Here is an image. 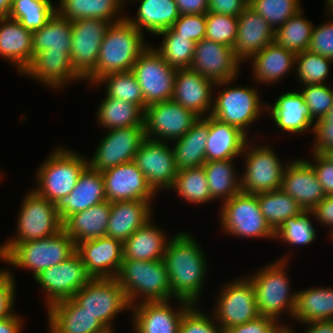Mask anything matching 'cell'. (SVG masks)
I'll return each instance as SVG.
<instances>
[{
	"label": "cell",
	"mask_w": 333,
	"mask_h": 333,
	"mask_svg": "<svg viewBox=\"0 0 333 333\" xmlns=\"http://www.w3.org/2000/svg\"><path fill=\"white\" fill-rule=\"evenodd\" d=\"M151 202L143 200L111 202L106 236L123 243L153 218Z\"/></svg>",
	"instance_id": "30"
},
{
	"label": "cell",
	"mask_w": 333,
	"mask_h": 333,
	"mask_svg": "<svg viewBox=\"0 0 333 333\" xmlns=\"http://www.w3.org/2000/svg\"><path fill=\"white\" fill-rule=\"evenodd\" d=\"M307 329L304 333H333V320H322L304 323Z\"/></svg>",
	"instance_id": "65"
},
{
	"label": "cell",
	"mask_w": 333,
	"mask_h": 333,
	"mask_svg": "<svg viewBox=\"0 0 333 333\" xmlns=\"http://www.w3.org/2000/svg\"><path fill=\"white\" fill-rule=\"evenodd\" d=\"M75 252L73 239L62 229L54 236L15 245L1 260L16 268L28 269L35 278L45 269L67 260Z\"/></svg>",
	"instance_id": "7"
},
{
	"label": "cell",
	"mask_w": 333,
	"mask_h": 333,
	"mask_svg": "<svg viewBox=\"0 0 333 333\" xmlns=\"http://www.w3.org/2000/svg\"><path fill=\"white\" fill-rule=\"evenodd\" d=\"M97 111V123L106 130L144 127V111L133 103L105 96Z\"/></svg>",
	"instance_id": "41"
},
{
	"label": "cell",
	"mask_w": 333,
	"mask_h": 333,
	"mask_svg": "<svg viewBox=\"0 0 333 333\" xmlns=\"http://www.w3.org/2000/svg\"><path fill=\"white\" fill-rule=\"evenodd\" d=\"M237 30L238 17L211 12L206 13L205 39L233 48Z\"/></svg>",
	"instance_id": "52"
},
{
	"label": "cell",
	"mask_w": 333,
	"mask_h": 333,
	"mask_svg": "<svg viewBox=\"0 0 333 333\" xmlns=\"http://www.w3.org/2000/svg\"><path fill=\"white\" fill-rule=\"evenodd\" d=\"M313 135L315 137L313 152L323 153L333 146V106L324 119L314 123Z\"/></svg>",
	"instance_id": "59"
},
{
	"label": "cell",
	"mask_w": 333,
	"mask_h": 333,
	"mask_svg": "<svg viewBox=\"0 0 333 333\" xmlns=\"http://www.w3.org/2000/svg\"><path fill=\"white\" fill-rule=\"evenodd\" d=\"M257 200L267 223L276 231L290 217L301 215L304 209L282 189L260 192Z\"/></svg>",
	"instance_id": "43"
},
{
	"label": "cell",
	"mask_w": 333,
	"mask_h": 333,
	"mask_svg": "<svg viewBox=\"0 0 333 333\" xmlns=\"http://www.w3.org/2000/svg\"><path fill=\"white\" fill-rule=\"evenodd\" d=\"M71 21L57 12L39 30L33 32V58L37 53H71Z\"/></svg>",
	"instance_id": "40"
},
{
	"label": "cell",
	"mask_w": 333,
	"mask_h": 333,
	"mask_svg": "<svg viewBox=\"0 0 333 333\" xmlns=\"http://www.w3.org/2000/svg\"><path fill=\"white\" fill-rule=\"evenodd\" d=\"M313 216L323 225L331 228L330 239L333 237V195L325 196L312 210Z\"/></svg>",
	"instance_id": "62"
},
{
	"label": "cell",
	"mask_w": 333,
	"mask_h": 333,
	"mask_svg": "<svg viewBox=\"0 0 333 333\" xmlns=\"http://www.w3.org/2000/svg\"><path fill=\"white\" fill-rule=\"evenodd\" d=\"M116 279L123 288L130 306L139 304V298L142 300L140 302L166 301L173 298L163 259H123Z\"/></svg>",
	"instance_id": "3"
},
{
	"label": "cell",
	"mask_w": 333,
	"mask_h": 333,
	"mask_svg": "<svg viewBox=\"0 0 333 333\" xmlns=\"http://www.w3.org/2000/svg\"><path fill=\"white\" fill-rule=\"evenodd\" d=\"M111 202L104 201L69 216L63 222V230L78 243L106 236Z\"/></svg>",
	"instance_id": "34"
},
{
	"label": "cell",
	"mask_w": 333,
	"mask_h": 333,
	"mask_svg": "<svg viewBox=\"0 0 333 333\" xmlns=\"http://www.w3.org/2000/svg\"><path fill=\"white\" fill-rule=\"evenodd\" d=\"M13 0H0V18L8 17Z\"/></svg>",
	"instance_id": "66"
},
{
	"label": "cell",
	"mask_w": 333,
	"mask_h": 333,
	"mask_svg": "<svg viewBox=\"0 0 333 333\" xmlns=\"http://www.w3.org/2000/svg\"><path fill=\"white\" fill-rule=\"evenodd\" d=\"M144 37L127 18L111 23L102 40L96 67L85 82L93 85L105 75L132 71L137 58L150 46Z\"/></svg>",
	"instance_id": "2"
},
{
	"label": "cell",
	"mask_w": 333,
	"mask_h": 333,
	"mask_svg": "<svg viewBox=\"0 0 333 333\" xmlns=\"http://www.w3.org/2000/svg\"><path fill=\"white\" fill-rule=\"evenodd\" d=\"M91 279L80 255L75 252L67 260L45 269L34 281L45 292L48 308L59 301L72 298Z\"/></svg>",
	"instance_id": "14"
},
{
	"label": "cell",
	"mask_w": 333,
	"mask_h": 333,
	"mask_svg": "<svg viewBox=\"0 0 333 333\" xmlns=\"http://www.w3.org/2000/svg\"><path fill=\"white\" fill-rule=\"evenodd\" d=\"M327 159L333 162V146L330 148H327L323 153H322Z\"/></svg>",
	"instance_id": "67"
},
{
	"label": "cell",
	"mask_w": 333,
	"mask_h": 333,
	"mask_svg": "<svg viewBox=\"0 0 333 333\" xmlns=\"http://www.w3.org/2000/svg\"><path fill=\"white\" fill-rule=\"evenodd\" d=\"M55 12L52 0H13L8 17L34 32L42 28Z\"/></svg>",
	"instance_id": "47"
},
{
	"label": "cell",
	"mask_w": 333,
	"mask_h": 333,
	"mask_svg": "<svg viewBox=\"0 0 333 333\" xmlns=\"http://www.w3.org/2000/svg\"><path fill=\"white\" fill-rule=\"evenodd\" d=\"M311 211L287 218L275 231V239L285 241L289 246L311 244L316 239V230L309 218ZM279 238V239H278Z\"/></svg>",
	"instance_id": "50"
},
{
	"label": "cell",
	"mask_w": 333,
	"mask_h": 333,
	"mask_svg": "<svg viewBox=\"0 0 333 333\" xmlns=\"http://www.w3.org/2000/svg\"><path fill=\"white\" fill-rule=\"evenodd\" d=\"M72 298L96 316L109 331L114 330L112 320L120 312L131 308L116 278H92Z\"/></svg>",
	"instance_id": "11"
},
{
	"label": "cell",
	"mask_w": 333,
	"mask_h": 333,
	"mask_svg": "<svg viewBox=\"0 0 333 333\" xmlns=\"http://www.w3.org/2000/svg\"><path fill=\"white\" fill-rule=\"evenodd\" d=\"M87 160L86 157L68 148H56L38 167L35 175L37 188L32 190L56 204L76 186L79 176L88 166Z\"/></svg>",
	"instance_id": "5"
},
{
	"label": "cell",
	"mask_w": 333,
	"mask_h": 333,
	"mask_svg": "<svg viewBox=\"0 0 333 333\" xmlns=\"http://www.w3.org/2000/svg\"><path fill=\"white\" fill-rule=\"evenodd\" d=\"M58 4L56 12L70 21L92 18L115 23L126 18L123 0H59Z\"/></svg>",
	"instance_id": "37"
},
{
	"label": "cell",
	"mask_w": 333,
	"mask_h": 333,
	"mask_svg": "<svg viewBox=\"0 0 333 333\" xmlns=\"http://www.w3.org/2000/svg\"><path fill=\"white\" fill-rule=\"evenodd\" d=\"M135 1V0H132ZM140 1L136 18L127 17V20L141 32L144 30L153 35L170 29L179 18V9L175 0H136Z\"/></svg>",
	"instance_id": "38"
},
{
	"label": "cell",
	"mask_w": 333,
	"mask_h": 333,
	"mask_svg": "<svg viewBox=\"0 0 333 333\" xmlns=\"http://www.w3.org/2000/svg\"><path fill=\"white\" fill-rule=\"evenodd\" d=\"M0 56L13 63L22 76L33 61V32L17 20L0 18Z\"/></svg>",
	"instance_id": "29"
},
{
	"label": "cell",
	"mask_w": 333,
	"mask_h": 333,
	"mask_svg": "<svg viewBox=\"0 0 333 333\" xmlns=\"http://www.w3.org/2000/svg\"><path fill=\"white\" fill-rule=\"evenodd\" d=\"M271 317L259 316L255 320L228 328L224 333H279L287 325H281Z\"/></svg>",
	"instance_id": "58"
},
{
	"label": "cell",
	"mask_w": 333,
	"mask_h": 333,
	"mask_svg": "<svg viewBox=\"0 0 333 333\" xmlns=\"http://www.w3.org/2000/svg\"><path fill=\"white\" fill-rule=\"evenodd\" d=\"M198 305H192L183 315L179 333H224L214 316L206 315L198 310ZM216 324V325H215Z\"/></svg>",
	"instance_id": "54"
},
{
	"label": "cell",
	"mask_w": 333,
	"mask_h": 333,
	"mask_svg": "<svg viewBox=\"0 0 333 333\" xmlns=\"http://www.w3.org/2000/svg\"><path fill=\"white\" fill-rule=\"evenodd\" d=\"M20 206L17 234L0 245V260L17 244L44 239L56 235L63 229L56 204L28 191Z\"/></svg>",
	"instance_id": "6"
},
{
	"label": "cell",
	"mask_w": 333,
	"mask_h": 333,
	"mask_svg": "<svg viewBox=\"0 0 333 333\" xmlns=\"http://www.w3.org/2000/svg\"><path fill=\"white\" fill-rule=\"evenodd\" d=\"M281 189L304 211H311L326 196L312 166L301 158L286 164Z\"/></svg>",
	"instance_id": "24"
},
{
	"label": "cell",
	"mask_w": 333,
	"mask_h": 333,
	"mask_svg": "<svg viewBox=\"0 0 333 333\" xmlns=\"http://www.w3.org/2000/svg\"><path fill=\"white\" fill-rule=\"evenodd\" d=\"M170 301L140 302L131 306L134 333H179L181 319L192 304L178 299L179 308L174 309Z\"/></svg>",
	"instance_id": "21"
},
{
	"label": "cell",
	"mask_w": 333,
	"mask_h": 333,
	"mask_svg": "<svg viewBox=\"0 0 333 333\" xmlns=\"http://www.w3.org/2000/svg\"><path fill=\"white\" fill-rule=\"evenodd\" d=\"M300 2V0H250L248 6L266 19L273 30H276L302 9Z\"/></svg>",
	"instance_id": "51"
},
{
	"label": "cell",
	"mask_w": 333,
	"mask_h": 333,
	"mask_svg": "<svg viewBox=\"0 0 333 333\" xmlns=\"http://www.w3.org/2000/svg\"><path fill=\"white\" fill-rule=\"evenodd\" d=\"M152 46L137 58L132 68L144 96L145 108L154 103L172 100L177 71Z\"/></svg>",
	"instance_id": "13"
},
{
	"label": "cell",
	"mask_w": 333,
	"mask_h": 333,
	"mask_svg": "<svg viewBox=\"0 0 333 333\" xmlns=\"http://www.w3.org/2000/svg\"><path fill=\"white\" fill-rule=\"evenodd\" d=\"M326 1V7H327V15L328 14H333V0H325Z\"/></svg>",
	"instance_id": "68"
},
{
	"label": "cell",
	"mask_w": 333,
	"mask_h": 333,
	"mask_svg": "<svg viewBox=\"0 0 333 333\" xmlns=\"http://www.w3.org/2000/svg\"><path fill=\"white\" fill-rule=\"evenodd\" d=\"M295 59L296 54L274 41L249 60L252 62L253 79L260 84L277 83L291 69L295 70Z\"/></svg>",
	"instance_id": "33"
},
{
	"label": "cell",
	"mask_w": 333,
	"mask_h": 333,
	"mask_svg": "<svg viewBox=\"0 0 333 333\" xmlns=\"http://www.w3.org/2000/svg\"><path fill=\"white\" fill-rule=\"evenodd\" d=\"M314 160L312 163L307 162L312 166L319 183L322 186L324 194L333 195V162L327 159L320 152L311 153Z\"/></svg>",
	"instance_id": "60"
},
{
	"label": "cell",
	"mask_w": 333,
	"mask_h": 333,
	"mask_svg": "<svg viewBox=\"0 0 333 333\" xmlns=\"http://www.w3.org/2000/svg\"><path fill=\"white\" fill-rule=\"evenodd\" d=\"M333 60L305 50L296 54L295 70L296 77L302 86L312 84H327L330 65Z\"/></svg>",
	"instance_id": "49"
},
{
	"label": "cell",
	"mask_w": 333,
	"mask_h": 333,
	"mask_svg": "<svg viewBox=\"0 0 333 333\" xmlns=\"http://www.w3.org/2000/svg\"><path fill=\"white\" fill-rule=\"evenodd\" d=\"M107 333H115V332H114V330H112V331H108Z\"/></svg>",
	"instance_id": "70"
},
{
	"label": "cell",
	"mask_w": 333,
	"mask_h": 333,
	"mask_svg": "<svg viewBox=\"0 0 333 333\" xmlns=\"http://www.w3.org/2000/svg\"><path fill=\"white\" fill-rule=\"evenodd\" d=\"M196 241L190 233L178 232L169 240L163 256L172 297L192 305H198L208 269L204 252Z\"/></svg>",
	"instance_id": "1"
},
{
	"label": "cell",
	"mask_w": 333,
	"mask_h": 333,
	"mask_svg": "<svg viewBox=\"0 0 333 333\" xmlns=\"http://www.w3.org/2000/svg\"><path fill=\"white\" fill-rule=\"evenodd\" d=\"M162 36L163 40L159 47L154 49L161 55L164 61L172 68L188 69L191 66L195 42L177 34L170 28L163 30L155 36Z\"/></svg>",
	"instance_id": "46"
},
{
	"label": "cell",
	"mask_w": 333,
	"mask_h": 333,
	"mask_svg": "<svg viewBox=\"0 0 333 333\" xmlns=\"http://www.w3.org/2000/svg\"><path fill=\"white\" fill-rule=\"evenodd\" d=\"M88 166L103 172L117 165L134 160L142 142L146 139L144 127H127L107 130Z\"/></svg>",
	"instance_id": "16"
},
{
	"label": "cell",
	"mask_w": 333,
	"mask_h": 333,
	"mask_svg": "<svg viewBox=\"0 0 333 333\" xmlns=\"http://www.w3.org/2000/svg\"><path fill=\"white\" fill-rule=\"evenodd\" d=\"M170 147L167 142L146 138L134 156V163L156 193L161 189L169 190L177 175L174 154Z\"/></svg>",
	"instance_id": "18"
},
{
	"label": "cell",
	"mask_w": 333,
	"mask_h": 333,
	"mask_svg": "<svg viewBox=\"0 0 333 333\" xmlns=\"http://www.w3.org/2000/svg\"><path fill=\"white\" fill-rule=\"evenodd\" d=\"M234 81L235 79H231L215 84L216 87L225 86V88L217 94V97H213L211 116L237 127L249 136L247 134L249 126L251 127L252 123L257 121L267 106L264 102L262 103L259 92L255 88L249 86L230 87L229 84Z\"/></svg>",
	"instance_id": "8"
},
{
	"label": "cell",
	"mask_w": 333,
	"mask_h": 333,
	"mask_svg": "<svg viewBox=\"0 0 333 333\" xmlns=\"http://www.w3.org/2000/svg\"><path fill=\"white\" fill-rule=\"evenodd\" d=\"M234 160L209 161L203 165L214 201L221 199L223 203L241 192V178L236 175Z\"/></svg>",
	"instance_id": "42"
},
{
	"label": "cell",
	"mask_w": 333,
	"mask_h": 333,
	"mask_svg": "<svg viewBox=\"0 0 333 333\" xmlns=\"http://www.w3.org/2000/svg\"><path fill=\"white\" fill-rule=\"evenodd\" d=\"M22 321L17 313L9 318L0 319V333H21L24 325Z\"/></svg>",
	"instance_id": "64"
},
{
	"label": "cell",
	"mask_w": 333,
	"mask_h": 333,
	"mask_svg": "<svg viewBox=\"0 0 333 333\" xmlns=\"http://www.w3.org/2000/svg\"><path fill=\"white\" fill-rule=\"evenodd\" d=\"M240 65L232 47L204 38L195 44L190 69L217 83L236 79Z\"/></svg>",
	"instance_id": "19"
},
{
	"label": "cell",
	"mask_w": 333,
	"mask_h": 333,
	"mask_svg": "<svg viewBox=\"0 0 333 333\" xmlns=\"http://www.w3.org/2000/svg\"><path fill=\"white\" fill-rule=\"evenodd\" d=\"M247 140V135L237 127L209 115L206 162L235 159L234 157L241 156Z\"/></svg>",
	"instance_id": "32"
},
{
	"label": "cell",
	"mask_w": 333,
	"mask_h": 333,
	"mask_svg": "<svg viewBox=\"0 0 333 333\" xmlns=\"http://www.w3.org/2000/svg\"><path fill=\"white\" fill-rule=\"evenodd\" d=\"M104 180L101 172L87 166L78 178L70 194L56 203V210L63 223L74 213L86 210L106 201Z\"/></svg>",
	"instance_id": "26"
},
{
	"label": "cell",
	"mask_w": 333,
	"mask_h": 333,
	"mask_svg": "<svg viewBox=\"0 0 333 333\" xmlns=\"http://www.w3.org/2000/svg\"><path fill=\"white\" fill-rule=\"evenodd\" d=\"M168 236L152 219L123 242V259L155 261L163 259Z\"/></svg>",
	"instance_id": "35"
},
{
	"label": "cell",
	"mask_w": 333,
	"mask_h": 333,
	"mask_svg": "<svg viewBox=\"0 0 333 333\" xmlns=\"http://www.w3.org/2000/svg\"><path fill=\"white\" fill-rule=\"evenodd\" d=\"M279 333H295L294 330H292L290 328V326L288 327V325L286 327H284Z\"/></svg>",
	"instance_id": "69"
},
{
	"label": "cell",
	"mask_w": 333,
	"mask_h": 333,
	"mask_svg": "<svg viewBox=\"0 0 333 333\" xmlns=\"http://www.w3.org/2000/svg\"><path fill=\"white\" fill-rule=\"evenodd\" d=\"M302 10L304 9H300L275 30V42L294 54L308 50L314 27Z\"/></svg>",
	"instance_id": "44"
},
{
	"label": "cell",
	"mask_w": 333,
	"mask_h": 333,
	"mask_svg": "<svg viewBox=\"0 0 333 333\" xmlns=\"http://www.w3.org/2000/svg\"><path fill=\"white\" fill-rule=\"evenodd\" d=\"M294 320L301 324L333 320V288L298 290Z\"/></svg>",
	"instance_id": "39"
},
{
	"label": "cell",
	"mask_w": 333,
	"mask_h": 333,
	"mask_svg": "<svg viewBox=\"0 0 333 333\" xmlns=\"http://www.w3.org/2000/svg\"><path fill=\"white\" fill-rule=\"evenodd\" d=\"M199 118L172 100L154 103L144 110L145 136L154 141L170 142L182 137Z\"/></svg>",
	"instance_id": "15"
},
{
	"label": "cell",
	"mask_w": 333,
	"mask_h": 333,
	"mask_svg": "<svg viewBox=\"0 0 333 333\" xmlns=\"http://www.w3.org/2000/svg\"><path fill=\"white\" fill-rule=\"evenodd\" d=\"M300 93L308 105L313 122L320 121L327 116L333 106V88L331 89L326 84L304 85Z\"/></svg>",
	"instance_id": "53"
},
{
	"label": "cell",
	"mask_w": 333,
	"mask_h": 333,
	"mask_svg": "<svg viewBox=\"0 0 333 333\" xmlns=\"http://www.w3.org/2000/svg\"><path fill=\"white\" fill-rule=\"evenodd\" d=\"M171 29L177 36L187 37L195 43L199 42L206 34V13L179 15Z\"/></svg>",
	"instance_id": "55"
},
{
	"label": "cell",
	"mask_w": 333,
	"mask_h": 333,
	"mask_svg": "<svg viewBox=\"0 0 333 333\" xmlns=\"http://www.w3.org/2000/svg\"><path fill=\"white\" fill-rule=\"evenodd\" d=\"M180 15L205 14L208 12L209 0H175Z\"/></svg>",
	"instance_id": "63"
},
{
	"label": "cell",
	"mask_w": 333,
	"mask_h": 333,
	"mask_svg": "<svg viewBox=\"0 0 333 333\" xmlns=\"http://www.w3.org/2000/svg\"><path fill=\"white\" fill-rule=\"evenodd\" d=\"M49 333H107L96 316L84 310L73 298L59 301L46 309Z\"/></svg>",
	"instance_id": "27"
},
{
	"label": "cell",
	"mask_w": 333,
	"mask_h": 333,
	"mask_svg": "<svg viewBox=\"0 0 333 333\" xmlns=\"http://www.w3.org/2000/svg\"><path fill=\"white\" fill-rule=\"evenodd\" d=\"M242 154L245 157V169L241 176L242 192L258 194L281 189L286 166L271 147L264 144L252 146L248 140Z\"/></svg>",
	"instance_id": "10"
},
{
	"label": "cell",
	"mask_w": 333,
	"mask_h": 333,
	"mask_svg": "<svg viewBox=\"0 0 333 333\" xmlns=\"http://www.w3.org/2000/svg\"><path fill=\"white\" fill-rule=\"evenodd\" d=\"M215 84L214 81L190 68L178 69L172 101L191 110L200 118L207 117L211 115L213 109L212 91Z\"/></svg>",
	"instance_id": "23"
},
{
	"label": "cell",
	"mask_w": 333,
	"mask_h": 333,
	"mask_svg": "<svg viewBox=\"0 0 333 333\" xmlns=\"http://www.w3.org/2000/svg\"><path fill=\"white\" fill-rule=\"evenodd\" d=\"M328 16L330 21L313 27L308 50L333 60V14Z\"/></svg>",
	"instance_id": "56"
},
{
	"label": "cell",
	"mask_w": 333,
	"mask_h": 333,
	"mask_svg": "<svg viewBox=\"0 0 333 333\" xmlns=\"http://www.w3.org/2000/svg\"><path fill=\"white\" fill-rule=\"evenodd\" d=\"M15 278L10 269H0V319L14 315L15 303Z\"/></svg>",
	"instance_id": "57"
},
{
	"label": "cell",
	"mask_w": 333,
	"mask_h": 333,
	"mask_svg": "<svg viewBox=\"0 0 333 333\" xmlns=\"http://www.w3.org/2000/svg\"><path fill=\"white\" fill-rule=\"evenodd\" d=\"M107 201H152L155 191L134 161L101 172Z\"/></svg>",
	"instance_id": "20"
},
{
	"label": "cell",
	"mask_w": 333,
	"mask_h": 333,
	"mask_svg": "<svg viewBox=\"0 0 333 333\" xmlns=\"http://www.w3.org/2000/svg\"><path fill=\"white\" fill-rule=\"evenodd\" d=\"M224 232L234 237L275 239V231L261 213L257 194L240 192L223 202L219 212Z\"/></svg>",
	"instance_id": "9"
},
{
	"label": "cell",
	"mask_w": 333,
	"mask_h": 333,
	"mask_svg": "<svg viewBox=\"0 0 333 333\" xmlns=\"http://www.w3.org/2000/svg\"><path fill=\"white\" fill-rule=\"evenodd\" d=\"M266 106V112L270 114L280 131L283 130L286 134L288 132L301 134L310 129L309 131L312 130L313 133L314 122L300 92L282 93L272 106L269 103ZM311 126L313 127L311 128Z\"/></svg>",
	"instance_id": "31"
},
{
	"label": "cell",
	"mask_w": 333,
	"mask_h": 333,
	"mask_svg": "<svg viewBox=\"0 0 333 333\" xmlns=\"http://www.w3.org/2000/svg\"><path fill=\"white\" fill-rule=\"evenodd\" d=\"M86 271L92 278H116L123 261V243L107 236L76 245Z\"/></svg>",
	"instance_id": "22"
},
{
	"label": "cell",
	"mask_w": 333,
	"mask_h": 333,
	"mask_svg": "<svg viewBox=\"0 0 333 333\" xmlns=\"http://www.w3.org/2000/svg\"><path fill=\"white\" fill-rule=\"evenodd\" d=\"M22 75L30 76L52 90H61L70 81L84 80L73 69L70 53H37Z\"/></svg>",
	"instance_id": "28"
},
{
	"label": "cell",
	"mask_w": 333,
	"mask_h": 333,
	"mask_svg": "<svg viewBox=\"0 0 333 333\" xmlns=\"http://www.w3.org/2000/svg\"><path fill=\"white\" fill-rule=\"evenodd\" d=\"M110 24L108 21L92 18L71 21L70 59L73 69L83 79L96 67L100 46Z\"/></svg>",
	"instance_id": "17"
},
{
	"label": "cell",
	"mask_w": 333,
	"mask_h": 333,
	"mask_svg": "<svg viewBox=\"0 0 333 333\" xmlns=\"http://www.w3.org/2000/svg\"><path fill=\"white\" fill-rule=\"evenodd\" d=\"M244 277L224 285L211 311L223 331L260 316L254 286L247 276Z\"/></svg>",
	"instance_id": "12"
},
{
	"label": "cell",
	"mask_w": 333,
	"mask_h": 333,
	"mask_svg": "<svg viewBox=\"0 0 333 333\" xmlns=\"http://www.w3.org/2000/svg\"><path fill=\"white\" fill-rule=\"evenodd\" d=\"M275 41V30L261 15L247 6L238 16V30L233 51L242 63Z\"/></svg>",
	"instance_id": "25"
},
{
	"label": "cell",
	"mask_w": 333,
	"mask_h": 333,
	"mask_svg": "<svg viewBox=\"0 0 333 333\" xmlns=\"http://www.w3.org/2000/svg\"><path fill=\"white\" fill-rule=\"evenodd\" d=\"M247 6V0H209L208 12L238 17Z\"/></svg>",
	"instance_id": "61"
},
{
	"label": "cell",
	"mask_w": 333,
	"mask_h": 333,
	"mask_svg": "<svg viewBox=\"0 0 333 333\" xmlns=\"http://www.w3.org/2000/svg\"><path fill=\"white\" fill-rule=\"evenodd\" d=\"M106 84V97L120 99L138 105L145 110L144 96L140 85L132 71L105 75L98 79L94 85Z\"/></svg>",
	"instance_id": "48"
},
{
	"label": "cell",
	"mask_w": 333,
	"mask_h": 333,
	"mask_svg": "<svg viewBox=\"0 0 333 333\" xmlns=\"http://www.w3.org/2000/svg\"><path fill=\"white\" fill-rule=\"evenodd\" d=\"M171 189H176V193L183 200L192 204L213 201L203 166L177 170Z\"/></svg>",
	"instance_id": "45"
},
{
	"label": "cell",
	"mask_w": 333,
	"mask_h": 333,
	"mask_svg": "<svg viewBox=\"0 0 333 333\" xmlns=\"http://www.w3.org/2000/svg\"><path fill=\"white\" fill-rule=\"evenodd\" d=\"M209 135V116L199 120L182 137L171 142L177 170L200 167L206 163V144Z\"/></svg>",
	"instance_id": "36"
},
{
	"label": "cell",
	"mask_w": 333,
	"mask_h": 333,
	"mask_svg": "<svg viewBox=\"0 0 333 333\" xmlns=\"http://www.w3.org/2000/svg\"><path fill=\"white\" fill-rule=\"evenodd\" d=\"M287 256L289 255L286 254L285 257L260 268L248 277L255 289L260 315L271 317L277 322H280L279 317L285 311L293 317L296 308L297 292L290 291V281L286 272V263L289 260Z\"/></svg>",
	"instance_id": "4"
}]
</instances>
